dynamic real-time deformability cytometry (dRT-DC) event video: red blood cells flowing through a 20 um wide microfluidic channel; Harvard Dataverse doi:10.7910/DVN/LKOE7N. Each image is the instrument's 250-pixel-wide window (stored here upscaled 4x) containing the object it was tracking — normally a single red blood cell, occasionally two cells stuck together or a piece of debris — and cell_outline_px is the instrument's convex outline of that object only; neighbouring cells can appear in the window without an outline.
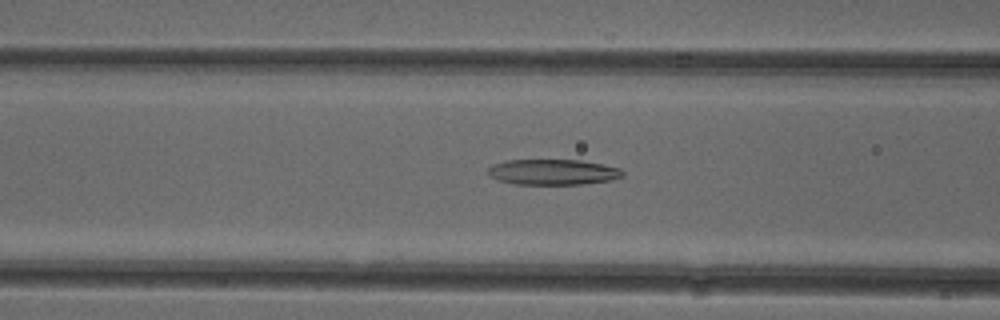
{"species": "common noctule bat (a hibernating species)", "species_latin": "Nyctalus noctula", "temperature_condition": "cold", "stored_images_in_passage": 51, "camera_frame_rate_fps": 3000, "um_per_image_px": 0.085, "animal": {"sex": "female"}, "frame": {"image": 1, "passage_image": 20, "time_ms": 6.333, "image_size_px": [1000, 320], "cell_outline_px": [[624, 176], [612, 180], [580, 184], [516, 184], [496, 180], [488, 172], [488, 168], [492, 164], [508, 160], [580, 160], [604, 164], [620, 168], [624, 172]], "centroid_in_image_um": [47.02, 14.62], "position_along_channel_um": 119.6, "area_um2": 20.11}}
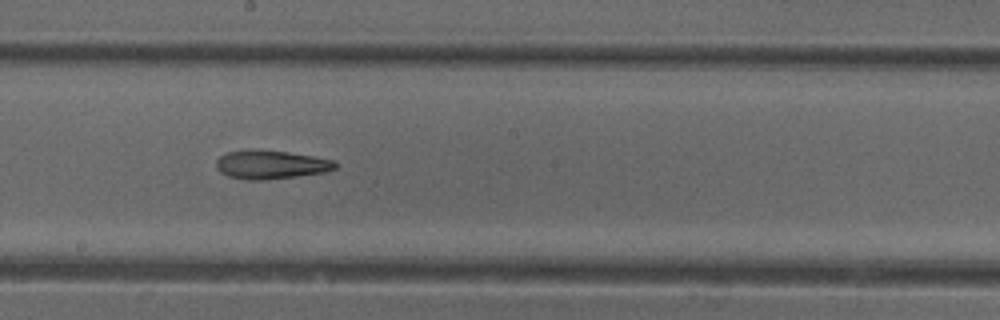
{"frame": {"image": 2, "passage_image": 28, "time_ms": 9.0, "image_size_px": [1000, 320], "cell_outline_px": [[336, 168], [324, 172], [296, 176], [260, 180], [248, 180], [228, 176], [220, 172], [216, 168], [216, 160], [220, 156], [228, 152], [288, 152], [336, 160]], "centroid_in_image_um": [23.05, 14.03], "position_along_channel_um": 225.2, "area_um2": 19.07}}
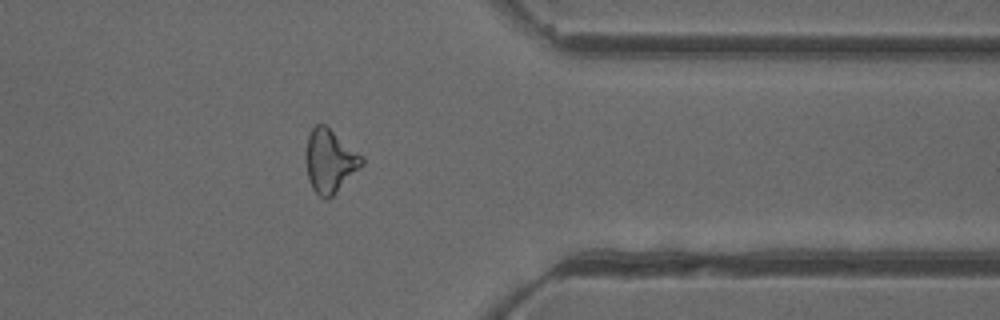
{"frame": {"image": 3, "passage_image": 41, "time_ms": 13.333, "image_size_px": [1000, 320], "cell_outline_px": [[364, 164], [332, 196], [320, 196], [312, 188], [308, 180], [304, 156], [308, 136], [312, 128], [316, 124], [324, 124], [364, 156]], "centroid_in_image_um": [28.03, 13.65], "position_along_channel_um": 383.4, "area_um2": 20.58}, "authors_computed_cell_mechanics": {"area_um2": 21.1548, "velocity_mm_per_s": 3.9472, "shape_relaxation_time_tau1_ms": null, "shape_relaxation_time_tau2_ms": 5.644, "deformation_change_tau1": null, "deformation_change_tau2": 0.1735}}